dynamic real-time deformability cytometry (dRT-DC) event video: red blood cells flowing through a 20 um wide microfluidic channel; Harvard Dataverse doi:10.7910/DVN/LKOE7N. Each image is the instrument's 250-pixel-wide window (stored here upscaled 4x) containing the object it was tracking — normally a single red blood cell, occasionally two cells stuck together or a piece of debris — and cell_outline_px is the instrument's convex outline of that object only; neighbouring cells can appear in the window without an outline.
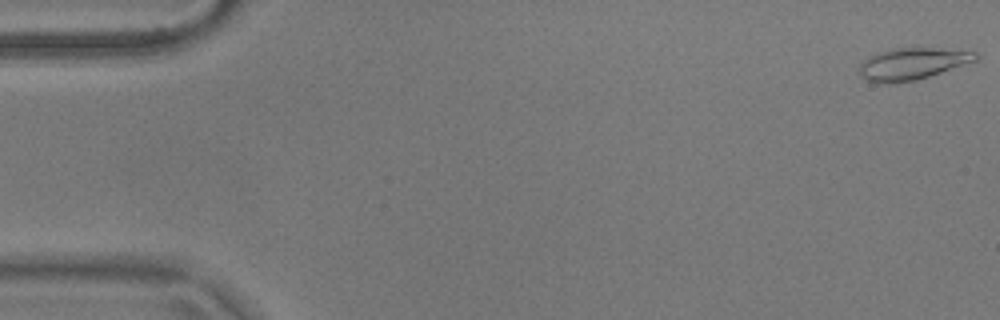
{"species": "common noctule bat (a hibernating species)", "species_latin": "Nyctalus noctula", "temperature_condition": "warm", "stored_images_in_passage": 55, "camera_frame_rate_fps": 3000, "um_per_image_px": 0.085, "animal": {"sex": "male", "body_mass_g": 17.9}, "frame": {"image": 1, "passage_image": 1, "time_ms": 0.0, "image_size_px": [1000, 320], "cell_outline_px": [[980, 56], [976, 60], [916, 80], [896, 84], [880, 84], [868, 80], [860, 76], [860, 64], [868, 56], [892, 48], [940, 48], [976, 52]], "centroid_in_image_um": [77.5, 5.43], "position_along_channel_um": 7.5, "area_um2": 21.5}}
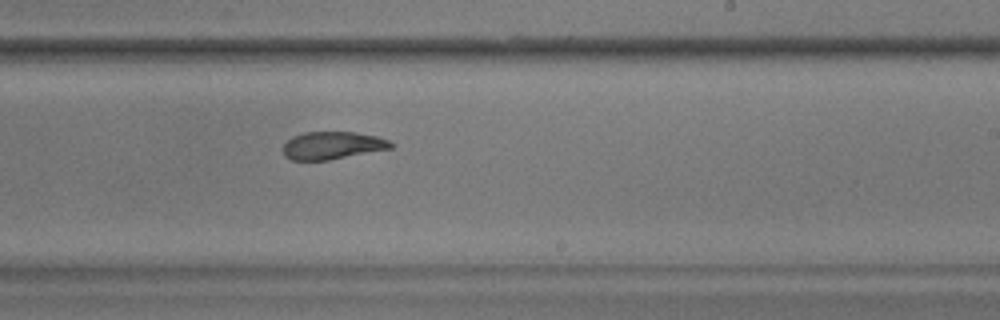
{"frame": {"image": 2, "passage_image": 33, "time_ms": 10.667, "image_size_px": [1000, 320], "cell_outline_px": [[396, 144], [392, 148], [328, 160], [292, 160], [284, 156], [284, 144], [292, 136], [304, 132], [356, 132], [376, 136], [388, 140]], "centroid_in_image_um": [28.26, 12.36], "position_along_channel_um": 260.7, "area_um2": 17.34}}
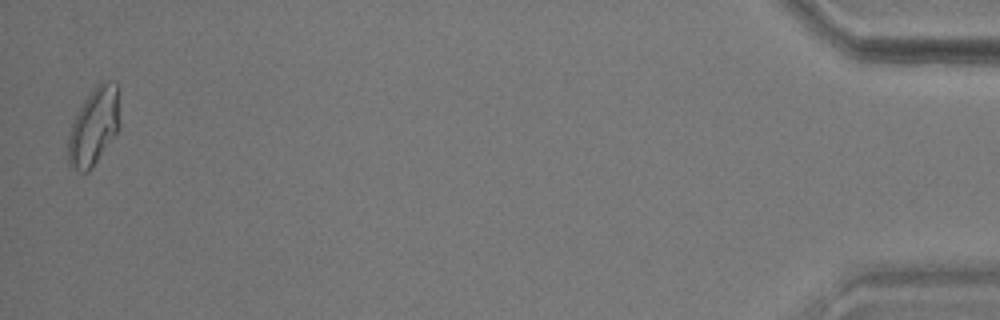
{"frame": {"image": 3, "passage_image": 54, "time_ms": 17.667, "image_size_px": [1000, 320], "cell_outline_px": [[120, 124], [116, 132], [92, 168], [88, 172], [80, 172], [68, 164], [68, 136], [76, 112], [84, 100], [96, 84], [100, 80], [116, 80], [120, 88]], "centroid_in_image_um": [8.02, 10.66], "position_along_channel_um": 427.2, "area_um2": 23.81}, "authors_computed_cell_mechanics": {"area_um2": 19.363, "velocity_mm_per_s": 3.6728, "shape_relaxation_time_tau1_ms": null, "shape_relaxation_time_tau2_ms": 2.8358, "deformation_change_tau1": null, "deformation_change_tau2": 0.0944}}